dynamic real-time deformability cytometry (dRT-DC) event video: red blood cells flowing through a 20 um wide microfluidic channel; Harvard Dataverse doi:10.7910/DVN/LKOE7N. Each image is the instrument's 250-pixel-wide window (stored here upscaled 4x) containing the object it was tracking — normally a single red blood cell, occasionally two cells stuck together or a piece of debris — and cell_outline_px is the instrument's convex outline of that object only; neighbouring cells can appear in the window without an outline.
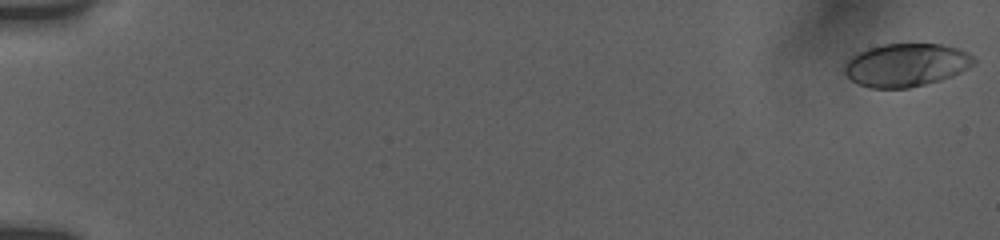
{"species": "human", "species_latin": "Homo sapiens", "temperature_condition": "room temperature", "stored_images_in_passage": 12, "camera_frame_rate_fps": 3000, "um_per_image_px": 0.085, "donor": {"sex": "female"}, "frame": {"image": 1, "passage_image": 1, "time_ms": 0.0, "image_size_px": [1000, 240], "cell_outline_px": [[976, 64], [952, 76], [940, 80], [908, 88], [868, 88], [852, 80], [844, 72], [844, 64], [852, 56], [868, 48], [880, 44], [940, 44], [960, 48], [968, 52], [976, 60]], "centroid_in_image_um": [77.04, 5.52], "position_along_channel_um": 8.0, "area_um2": 32.54}}